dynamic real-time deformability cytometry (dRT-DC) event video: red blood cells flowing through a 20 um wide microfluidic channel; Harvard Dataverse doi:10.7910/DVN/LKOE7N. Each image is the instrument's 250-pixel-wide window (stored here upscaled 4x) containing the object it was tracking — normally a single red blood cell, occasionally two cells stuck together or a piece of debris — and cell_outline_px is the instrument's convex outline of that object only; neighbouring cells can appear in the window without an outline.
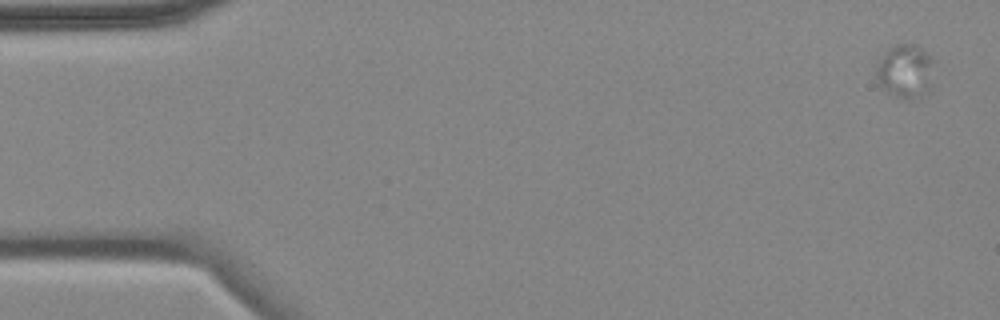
{"species": "common noctule bat (a hibernating species)", "species_latin": "Nyctalus noctula", "temperature_condition": "cold", "stored_images_in_passage": 15, "camera_frame_rate_fps": 3000, "um_per_image_px": 0.085, "animal": {"sex": "female", "body_mass_g": 18.4}, "frame": {"image": 1, "passage_image": 1, "time_ms": 0.0, "image_size_px": [1000, 320], "cell_outline_px": [[936, 60], [932, 88], [924, 96], [908, 100], [896, 96], [888, 92], [876, 80], [876, 68], [884, 52], [888, 48], [896, 44], [912, 44], [920, 48], [932, 56]], "centroid_in_image_um": [77.03, 6.06], "position_along_channel_um": 8.0, "area_um2": 18.67}}
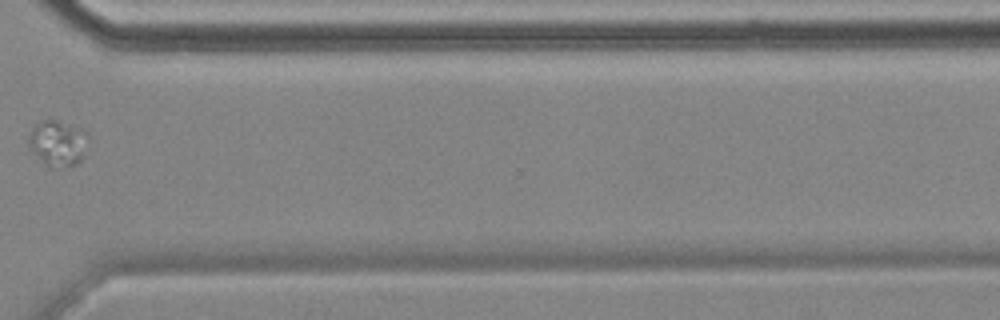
{"frame": {"image": 2, "passage_image": 12, "time_ms": 14.0, "image_size_px": [1000, 320], "cell_outline_px": [[88, 148], [84, 156], [76, 164], [56, 168], [52, 168], [44, 164], [28, 148], [28, 136], [32, 128], [40, 120], [56, 120], [80, 128], [88, 136]], "centroid_in_image_um": [4.9, 12.18], "position_along_channel_um": 365.7, "area_um2": 16.13}}